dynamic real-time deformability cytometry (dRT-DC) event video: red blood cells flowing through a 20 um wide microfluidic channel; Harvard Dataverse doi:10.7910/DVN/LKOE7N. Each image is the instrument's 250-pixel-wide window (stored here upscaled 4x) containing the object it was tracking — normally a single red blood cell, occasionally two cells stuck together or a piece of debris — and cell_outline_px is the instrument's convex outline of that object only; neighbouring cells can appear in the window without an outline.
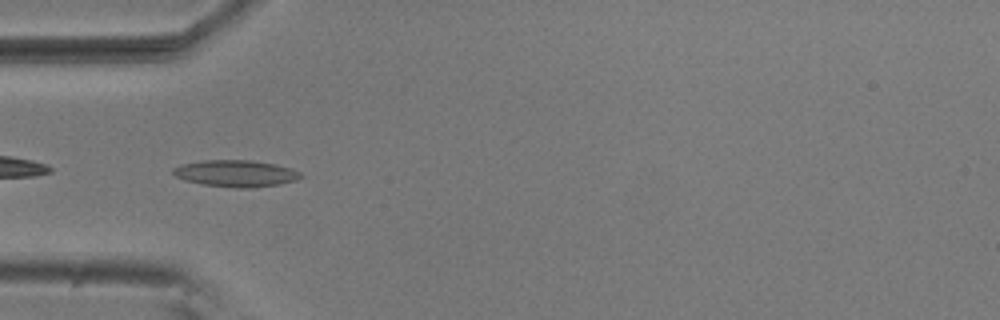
{"species": "common noctule bat (a hibernating species)", "species_latin": "Nyctalus noctula", "temperature_condition": "room temperature", "stored_images_in_passage": 39, "camera_frame_rate_fps": 3000, "um_per_image_px": 0.085, "animal": {"sex": "male", "body_mass_g": 20.5, "forearm_length_mm": 52.5}, "frame": {"image": 1, "passage_image": 2, "time_ms": 0.333, "image_size_px": [1000, 320], "cell_outline_px": [[304, 176], [296, 180], [280, 184], [252, 188], [236, 188], [200, 184], [184, 180], [176, 176], [172, 172], [172, 168], [180, 164], [204, 160], [252, 160], [276, 164], [292, 168], [300, 172]], "centroid_in_image_um": [20.05, 14.74], "position_along_channel_um": 64.9, "area_um2": 20.11}}
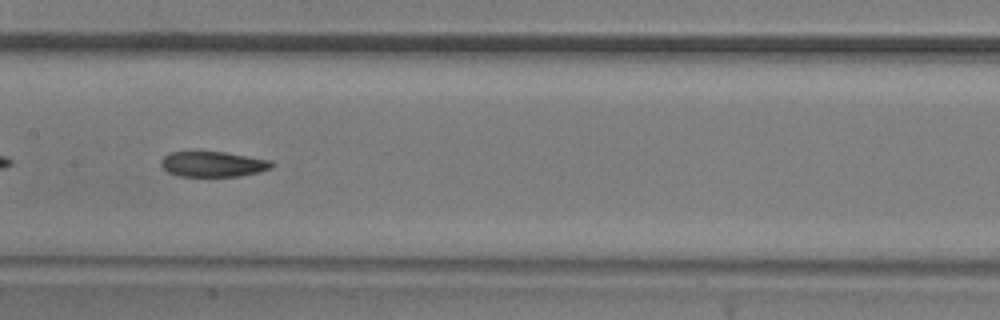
{"frame": {"image": 2, "passage_image": 12, "time_ms": 3.667, "image_size_px": [1000, 320], "cell_outline_px": [[276, 164], [272, 168], [260, 172], [240, 176], [176, 176], [168, 172], [160, 164], [160, 160], [164, 156], [172, 152], [224, 152], [272, 160]], "centroid_in_image_um": [18.15, 13.96], "position_along_channel_um": 189.3, "area_um2": 16.47}}
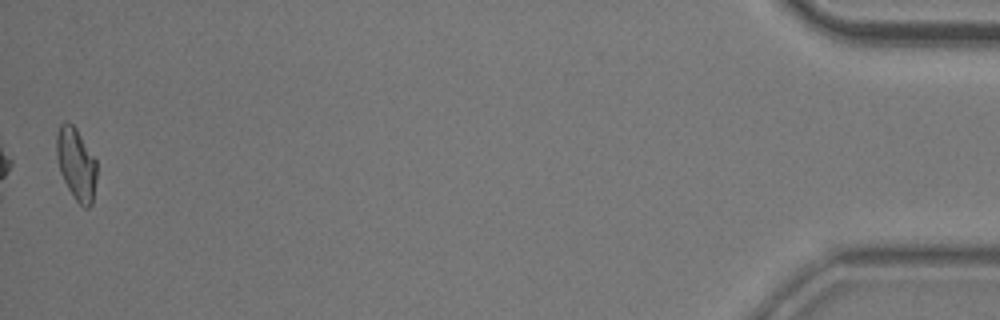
{"frame": {"image": 3, "passage_image": 39, "time_ms": 12.667, "image_size_px": [1000, 320], "cell_outline_px": [[96, 180], [92, 204], [88, 208], [84, 208], [76, 200], [68, 188], [60, 172], [56, 156], [56, 132], [60, 124], [64, 120], [68, 120], [76, 128], [96, 160]], "centroid_in_image_um": [6.46, 13.9], "position_along_channel_um": 428.7, "area_um2": 16.99}, "authors_computed_cell_mechanics": {"area_um2": 17.051, "velocity_mm_per_s": 3.7139, "shape_relaxation_time_tau1_ms": null, "shape_relaxation_time_tau2_ms": 5.3467, "deformation_change_tau1": null, "deformation_change_tau2": 0.1281}}